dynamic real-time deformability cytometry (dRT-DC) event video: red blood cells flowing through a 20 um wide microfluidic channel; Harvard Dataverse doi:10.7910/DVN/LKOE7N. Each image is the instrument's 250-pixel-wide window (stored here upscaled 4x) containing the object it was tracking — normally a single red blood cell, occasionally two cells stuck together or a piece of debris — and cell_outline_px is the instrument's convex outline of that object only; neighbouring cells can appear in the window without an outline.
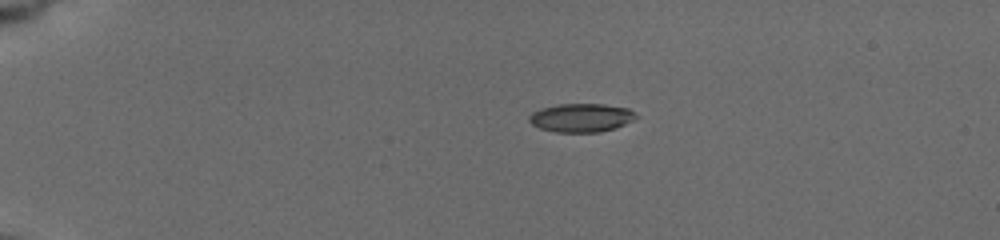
{"species": "common noctule bat (a hibernating species)", "species_latin": "Nyctalus noctula", "temperature_condition": "cold", "stored_images_in_passage": 23, "camera_frame_rate_fps": 3000, "um_per_image_px": 0.085, "animal": {"sex": "female", "body_mass_g": 19.5, "forearm_length_mm": 54.1}, "frame": {"image": 1, "passage_image": 1, "time_ms": 0.0, "image_size_px": [1000, 240], "cell_outline_px": [[636, 116], [632, 120], [616, 128], [600, 132], [556, 132], [540, 128], [532, 124], [528, 120], [528, 116], [532, 112], [540, 108], [556, 104], [604, 104], [628, 108], [636, 112]], "centroid_in_image_um": [49.38, 10.0], "position_along_channel_um": 35.6, "area_um2": 17.86}}
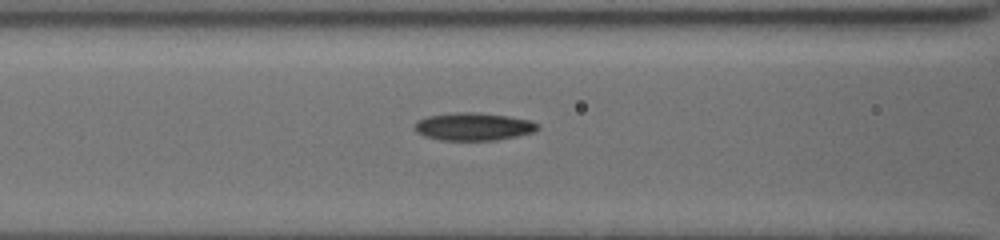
{"frame": {"image": 2, "passage_image": 14, "time_ms": 4.333, "image_size_px": [1000, 240], "cell_outline_px": [[540, 128], [532, 132], [516, 136], [496, 140], [440, 140], [424, 136], [416, 132], [412, 128], [416, 120], [428, 116], [452, 112], [476, 112], [508, 116], [532, 120], [540, 124]], "centroid_in_image_um": [40.22, 10.75], "position_along_channel_um": 126.4, "area_um2": 20.17}}
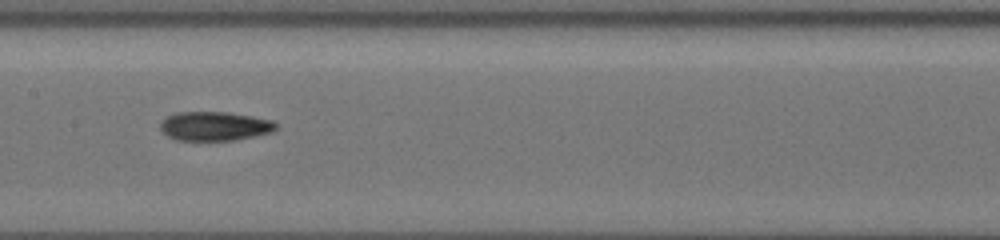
{"frame": {"image": 3, "passage_image": 22, "time_ms": 6.0, "image_size_px": [1000, 240], "cell_outline_px": [[276, 128], [272, 132], [232, 140], [176, 140], [168, 136], [160, 128], [160, 120], [176, 112], [228, 112], [252, 116], [272, 120], [276, 124]], "centroid_in_image_um": [18.21, 10.71], "position_along_channel_um": 189.2, "area_um2": 19.48}}